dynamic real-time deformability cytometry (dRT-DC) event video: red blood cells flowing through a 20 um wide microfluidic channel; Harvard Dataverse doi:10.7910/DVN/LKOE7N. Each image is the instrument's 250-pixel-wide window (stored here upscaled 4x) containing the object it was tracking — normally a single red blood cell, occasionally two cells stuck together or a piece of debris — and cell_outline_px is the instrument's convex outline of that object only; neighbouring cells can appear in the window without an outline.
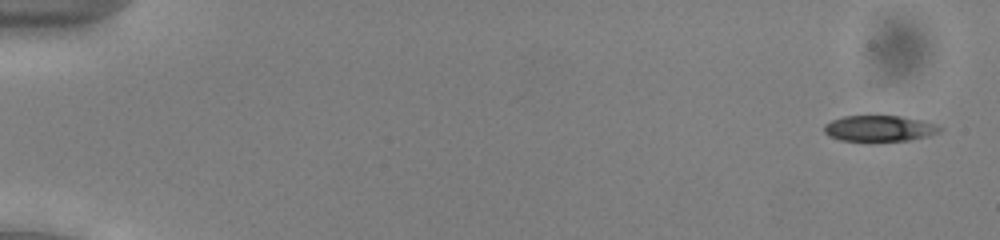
{"species": "common noctule bat (a hibernating species)", "species_latin": "Nyctalus noctula", "temperature_condition": "cold", "stored_images_in_passage": 53, "camera_frame_rate_fps": 3000, "um_per_image_px": 0.085, "animal": {"sex": "male", "body_mass_g": 13.0, "forearm_length_mm": 53.1}, "frame": {"image": 1, "passage_image": 2, "time_ms": 0.333, "image_size_px": [1000, 240], "cell_outline_px": [[944, 128], [940, 132], [928, 136], [908, 140], [840, 140], [828, 136], [824, 132], [824, 124], [832, 120], [844, 116], [900, 116], [920, 120]], "centroid_in_image_um": [74.72, 10.91], "position_along_channel_um": 10.3, "area_um2": 17.17}}
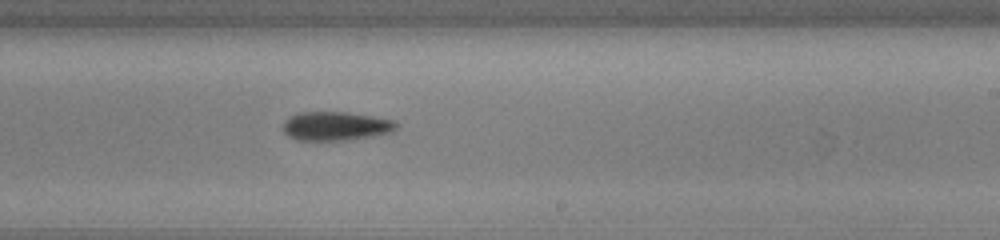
{"frame": {"image": 2, "passage_image": 33, "time_ms": 10.667, "image_size_px": [1000, 240], "cell_outline_px": [[396, 128], [392, 132], [352, 140], [296, 140], [288, 136], [284, 132], [284, 120], [288, 116], [296, 112], [344, 112], [372, 116], [396, 120]], "centroid_in_image_um": [28.52, 10.71], "position_along_channel_um": 260.5, "area_um2": 19.19}}
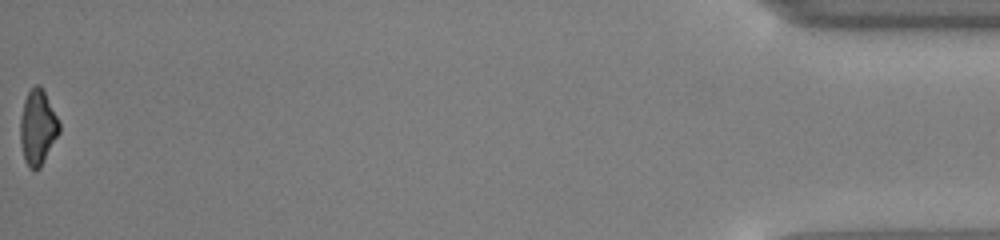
{"frame": {"image": 3, "passage_image": 53, "time_ms": 17.333, "image_size_px": [1000, 240], "cell_outline_px": [[60, 132], [40, 168], [28, 168], [24, 160], [20, 144], [20, 116], [24, 100], [28, 92], [36, 84], [40, 84], [60, 124]], "centroid_in_image_um": [3.18, 10.84], "position_along_channel_um": 432.0, "area_um2": 16.94}, "authors_computed_cell_mechanics": {"area_um2": 18.785, "velocity_mm_per_s": 3.9554, "shape_relaxation_time_tau1_ms": 4.1548, "shape_relaxation_time_tau2_ms": null, "deformation_change_tau1": 0.1199, "deformation_change_tau2": null}}